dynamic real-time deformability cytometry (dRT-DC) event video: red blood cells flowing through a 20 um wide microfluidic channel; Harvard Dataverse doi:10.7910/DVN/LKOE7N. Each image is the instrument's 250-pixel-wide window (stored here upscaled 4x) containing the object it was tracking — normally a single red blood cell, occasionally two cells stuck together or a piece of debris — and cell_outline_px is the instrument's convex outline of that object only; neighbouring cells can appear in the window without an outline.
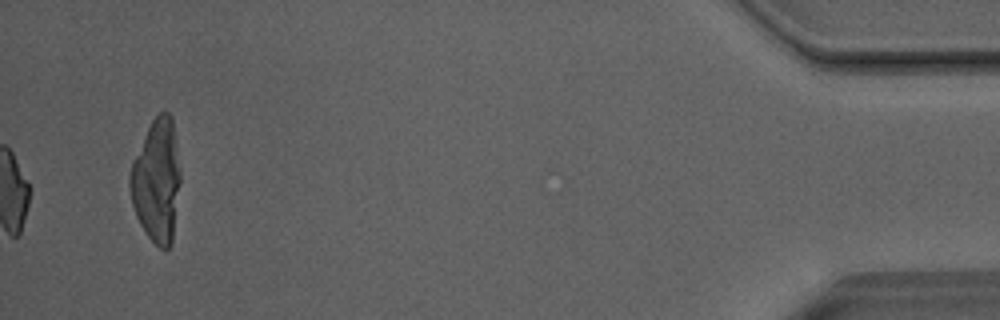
{"species": "Egyptian fruit bat (a non-hibernating species)", "species_latin": "Rousettus aegyptiacus", "temperature_condition": "room temperature", "stored_images_in_passage": 49, "camera_frame_rate_fps": 3000, "um_per_image_px": 0.085, "animal": {"sex": "male"}, "frame": {"image": 1, "passage_image": 49, "time_ms": 16.0, "image_size_px": [1000, 320], "cell_outline_px": [[180, 180], [172, 244], [164, 252], [148, 236], [140, 224], [136, 216], [132, 204], [128, 188], [128, 180], [132, 160], [152, 120], [160, 112], [168, 112], [172, 116], [180, 172]], "centroid_in_image_um": [13.3, 15.39], "position_along_channel_um": 421.9, "area_um2": 36.24}, "authors_computed_cell_mechanics": {"area_um2": 20.4034, "velocity_mm_per_s": 4.0854, "shape_relaxation_time_tau1_ms": 10.7419, "shape_relaxation_time_tau2_ms": 1.7896, "deformation_change_tau1": 0.2948, "deformation_change_tau2": 0.0832}}